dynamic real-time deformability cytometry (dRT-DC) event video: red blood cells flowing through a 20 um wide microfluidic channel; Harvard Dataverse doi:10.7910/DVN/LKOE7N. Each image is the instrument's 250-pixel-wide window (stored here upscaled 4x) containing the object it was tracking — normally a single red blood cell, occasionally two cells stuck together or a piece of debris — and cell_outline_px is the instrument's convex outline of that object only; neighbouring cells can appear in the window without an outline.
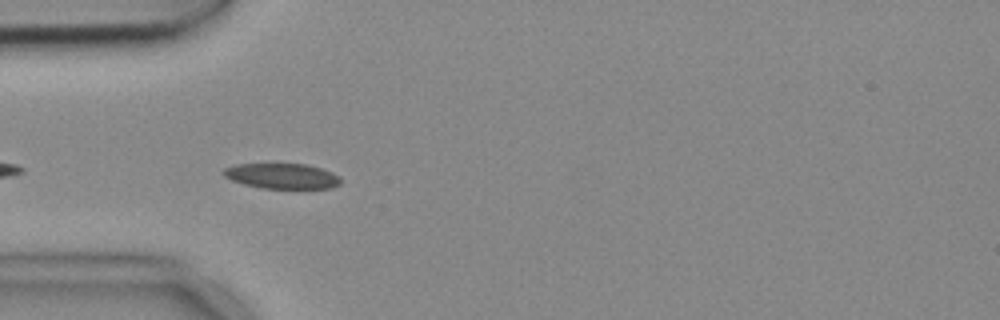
{"species": "common noctule bat (a hibernating species)", "species_latin": "Nyctalus noctula", "temperature_condition": "cold", "stored_images_in_passage": 9, "camera_frame_rate_fps": 3000, "um_per_image_px": 0.085, "animal": {"sex": "female", "body_mass_g": 18.4}, "frame": {"image": 1, "passage_image": 3, "time_ms": 0.667, "image_size_px": [1000, 320], "cell_outline_px": [[340, 184], [332, 188], [260, 188], [244, 184], [232, 180], [224, 176], [220, 172], [224, 168], [236, 164], [304, 164], [320, 168], [332, 172], [340, 176]], "centroid_in_image_um": [23.95, 14.96], "position_along_channel_um": 61.0, "area_um2": 17.28}}